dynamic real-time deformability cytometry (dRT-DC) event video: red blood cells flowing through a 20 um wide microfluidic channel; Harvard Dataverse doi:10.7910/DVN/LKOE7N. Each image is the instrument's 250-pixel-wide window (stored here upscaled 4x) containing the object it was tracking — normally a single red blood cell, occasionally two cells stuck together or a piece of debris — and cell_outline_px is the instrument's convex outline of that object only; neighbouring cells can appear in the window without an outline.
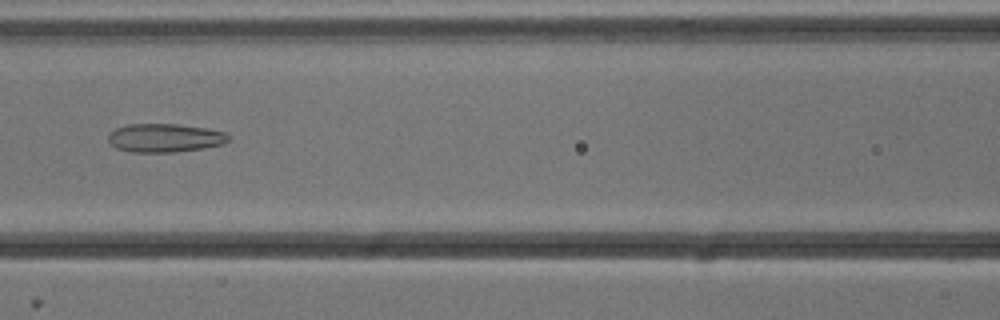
{"species": "common noctule bat (a hibernating species)", "species_latin": "Nyctalus noctula", "temperature_condition": "cold", "stored_images_in_passage": 51, "camera_frame_rate_fps": 3000, "um_per_image_px": 0.085, "animal": {"sex": "male", "body_mass_g": 13.3}, "frame": {"image": 1, "passage_image": 21, "time_ms": 6.667, "image_size_px": [1000, 320], "cell_outline_px": [[232, 140], [224, 144], [204, 148], [176, 152], [132, 152], [116, 148], [108, 140], [108, 136], [116, 128], [128, 124], [180, 124], [208, 128], [224, 132], [232, 136]], "centroid_in_image_um": [14.09, 11.72], "position_along_channel_um": 152.5, "area_um2": 20.23}}
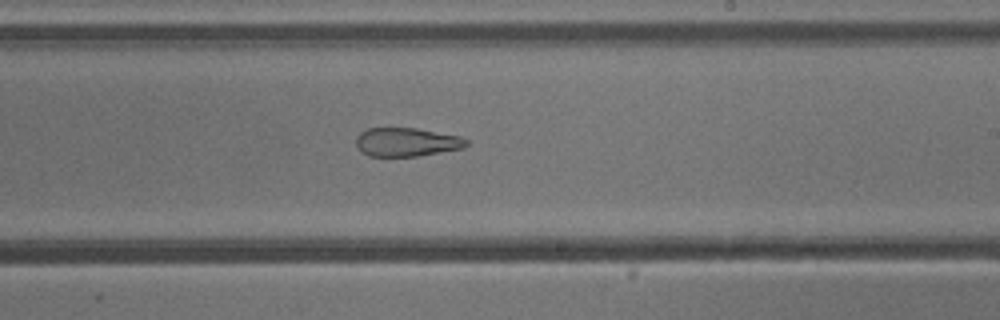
{"frame": {"image": 2, "passage_image": 29, "time_ms": 9.333, "image_size_px": [1000, 320], "cell_outline_px": [[468, 144], [464, 148], [420, 156], [368, 156], [360, 152], [356, 144], [356, 136], [360, 132], [368, 128], [416, 128], [460, 136], [468, 140]], "centroid_in_image_um": [34.55, 12.08], "position_along_channel_um": 254.4, "area_um2": 18.61}}
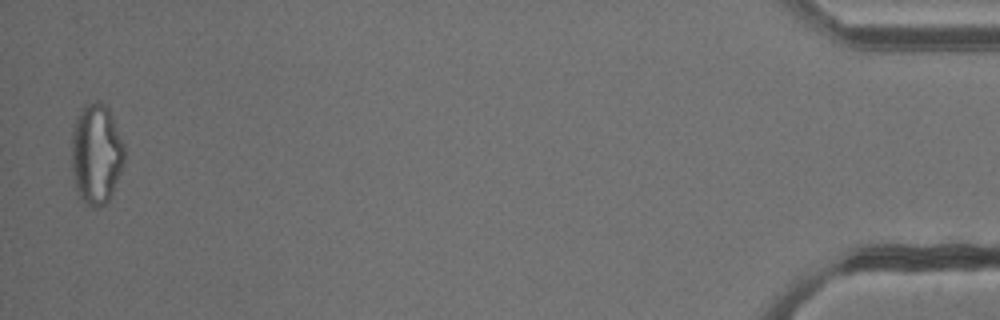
{"frame": {"image": 3, "passage_image": 50, "time_ms": 16.333, "image_size_px": [1000, 320], "cell_outline_px": [[124, 160], [120, 172], [112, 192], [108, 200], [104, 204], [96, 208], [92, 208], [84, 204], [80, 200], [76, 192], [72, 172], [72, 132], [76, 116], [80, 108], [84, 104], [100, 100], [108, 104], [124, 144]], "centroid_in_image_um": [8.16, 13.06], "position_along_channel_um": 427.0, "area_um2": 31.5}, "authors_computed_cell_mechanics": {"area_um2": 25.6054, "velocity_mm_per_s": 3.8391, "shape_relaxation_time_tau1_ms": null, "shape_relaxation_time_tau2_ms": 2.8563, "deformation_change_tau1": null, "deformation_change_tau2": 0.1257}}